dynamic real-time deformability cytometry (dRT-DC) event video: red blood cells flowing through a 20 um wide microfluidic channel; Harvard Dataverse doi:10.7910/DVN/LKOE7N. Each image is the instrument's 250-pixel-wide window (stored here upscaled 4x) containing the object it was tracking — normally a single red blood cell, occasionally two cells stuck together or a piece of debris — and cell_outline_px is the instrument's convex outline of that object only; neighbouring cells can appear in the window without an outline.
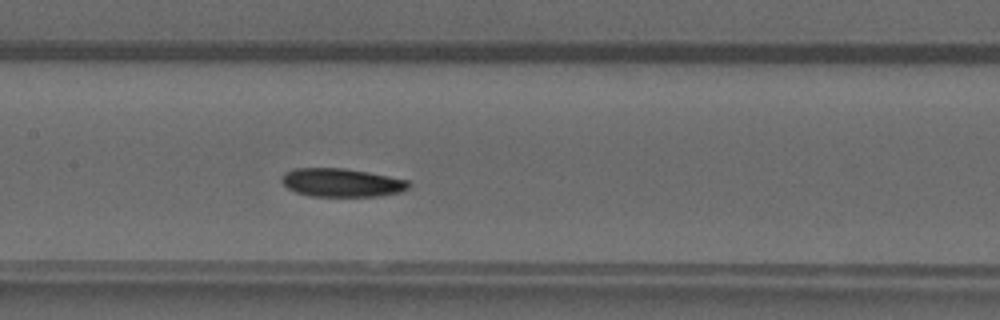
{"species": "common noctule bat (a hibernating species)", "species_latin": "Nyctalus noctula", "temperature_condition": "warm", "stored_images_in_passage": 35, "camera_frame_rate_fps": 3000, "um_per_image_px": 0.085, "animal": {"sex": "male", "forearm_length_mm": 52.5}, "frame": {"image": 1, "passage_image": 9, "time_ms": 2.667, "image_size_px": [1000, 320], "cell_outline_px": [[412, 184], [408, 188], [400, 192], [380, 196], [312, 196], [296, 192], [288, 188], [280, 180], [280, 176], [284, 172], [292, 168], [344, 168], [368, 172], [408, 180]], "centroid_in_image_um": [29.02, 15.51], "position_along_channel_um": 178.4, "area_um2": 21.15}}
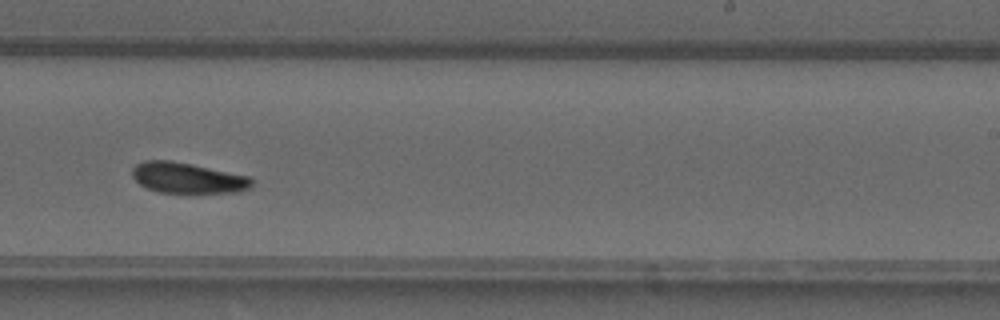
{"frame": {"image": 2, "passage_image": 16, "time_ms": 5.0, "image_size_px": [1000, 320], "cell_outline_px": [[252, 188], [240, 192], [160, 192], [148, 188], [140, 184], [132, 176], [132, 168], [136, 164], [144, 160], [172, 160], [192, 164], [248, 176], [252, 180]], "centroid_in_image_um": [15.94, 15.11], "position_along_channel_um": 273.1, "area_um2": 21.21}}
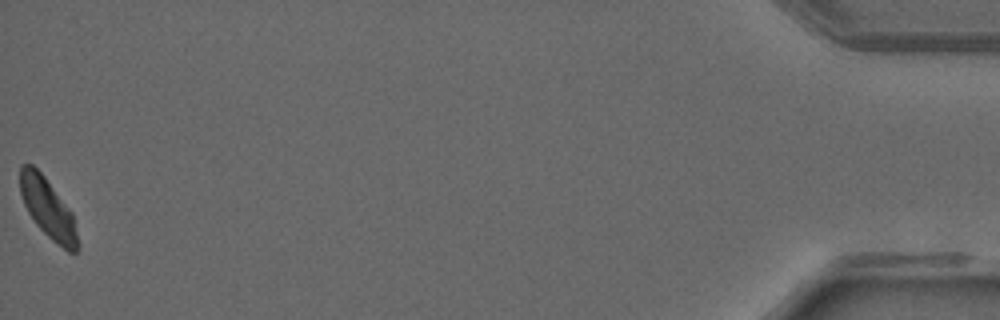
{"frame": {"image": 3, "passage_image": 35, "time_ms": 11.333, "image_size_px": [1000, 320], "cell_outline_px": [[80, 248], [76, 252], [68, 252], [52, 240], [36, 224], [28, 212], [24, 204], [20, 192], [20, 164], [32, 164], [44, 176], [72, 212], [80, 244]], "centroid_in_image_um": [4.09, 17.74], "position_along_channel_um": 431.1, "area_um2": 20.0}, "authors_computed_cell_mechanics": {"area_um2": 21.3282, "velocity_mm_per_s": 4.0844, "shape_relaxation_time_tau1_ms": 5.0293, "shape_relaxation_time_tau2_ms": 5.8573, "deformation_change_tau1": 0.1472, "deformation_change_tau2": 0.1149}}